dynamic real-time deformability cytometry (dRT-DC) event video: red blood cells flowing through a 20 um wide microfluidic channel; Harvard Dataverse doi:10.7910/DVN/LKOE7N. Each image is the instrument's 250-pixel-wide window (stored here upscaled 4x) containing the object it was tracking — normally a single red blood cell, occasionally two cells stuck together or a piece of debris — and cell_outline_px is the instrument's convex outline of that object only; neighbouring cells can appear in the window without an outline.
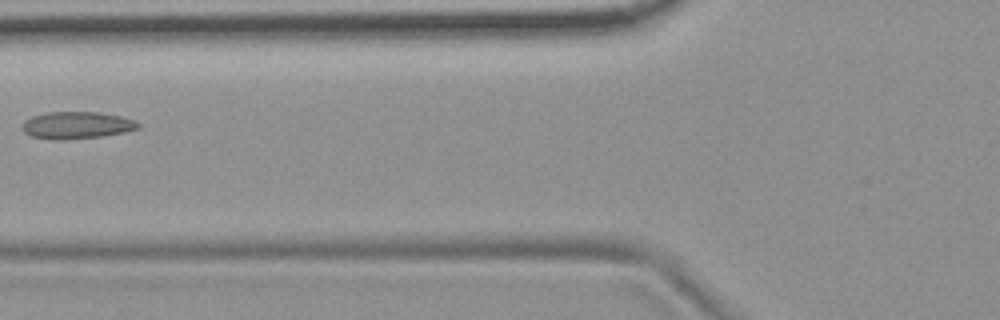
{"species": "common noctule bat (a hibernating species)", "species_latin": "Nyctalus noctula", "temperature_condition": "room temperature", "stored_images_in_passage": 8, "camera_frame_rate_fps": 3000, "um_per_image_px": 0.085, "animal": {"sex": "female", "body_mass_g": 19.9}, "frame": {"image": 1, "passage_image": 7, "time_ms": 2.0, "image_size_px": [1000, 320], "cell_outline_px": [[140, 128], [124, 132], [100, 136], [60, 140], [52, 140], [32, 136], [24, 132], [24, 120], [32, 116], [48, 112], [100, 112], [120, 116], [136, 120], [140, 124]], "centroid_in_image_um": [6.55, 10.64], "position_along_channel_um": 119.3, "area_um2": 18.21}}
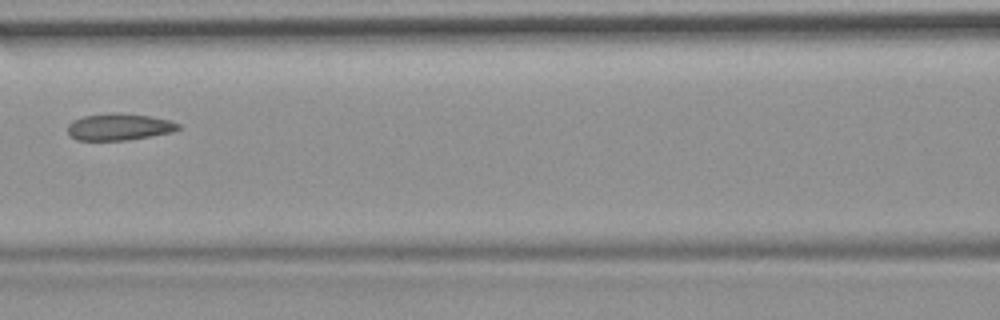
{"frame": {"image": 2, "passage_image": 8, "time_ms": 2.333, "image_size_px": [1000, 320], "cell_outline_px": [[180, 128], [172, 132], [128, 140], [76, 140], [68, 136], [68, 124], [72, 120], [84, 116], [148, 116], [168, 120], [180, 124]], "centroid_in_image_um": [10.09, 10.85], "position_along_channel_um": 156.5, "area_um2": 16.3}}